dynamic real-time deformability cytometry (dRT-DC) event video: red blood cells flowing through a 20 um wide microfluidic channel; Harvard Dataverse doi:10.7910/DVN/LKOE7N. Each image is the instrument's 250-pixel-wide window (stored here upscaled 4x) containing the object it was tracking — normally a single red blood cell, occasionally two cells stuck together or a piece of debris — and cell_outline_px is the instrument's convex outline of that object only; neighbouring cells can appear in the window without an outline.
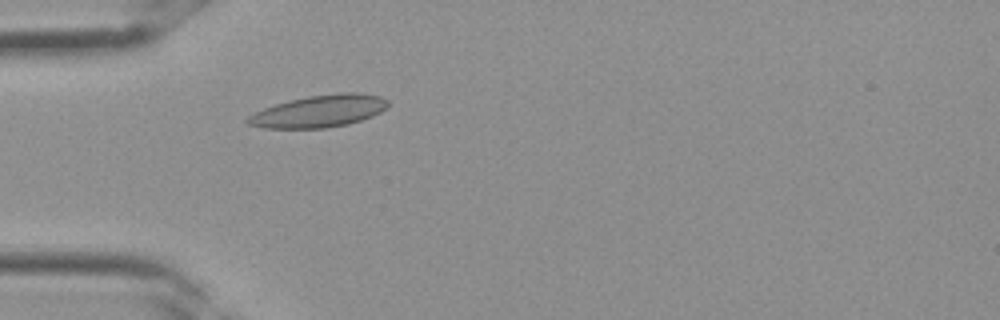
{"species": "Egyptian fruit bat (a non-hibernating species)", "species_latin": "Rousettus aegyptiacus", "temperature_condition": "room temperature", "stored_images_in_passage": 1, "camera_frame_rate_fps": 3000, "um_per_image_px": 0.085, "frame": {"image": 1, "passage_image": 1, "time_ms": 0.0, "image_size_px": [1000, 320], "cell_outline_px": [[388, 108], [372, 116], [348, 124], [324, 128], [264, 128], [248, 124], [244, 120], [248, 116], [264, 108], [288, 100], [308, 96], [340, 92], [356, 92], [380, 96], [388, 100]], "centroid_in_image_um": [27.14, 9.44], "position_along_channel_um": 57.9, "area_um2": 26.3}}